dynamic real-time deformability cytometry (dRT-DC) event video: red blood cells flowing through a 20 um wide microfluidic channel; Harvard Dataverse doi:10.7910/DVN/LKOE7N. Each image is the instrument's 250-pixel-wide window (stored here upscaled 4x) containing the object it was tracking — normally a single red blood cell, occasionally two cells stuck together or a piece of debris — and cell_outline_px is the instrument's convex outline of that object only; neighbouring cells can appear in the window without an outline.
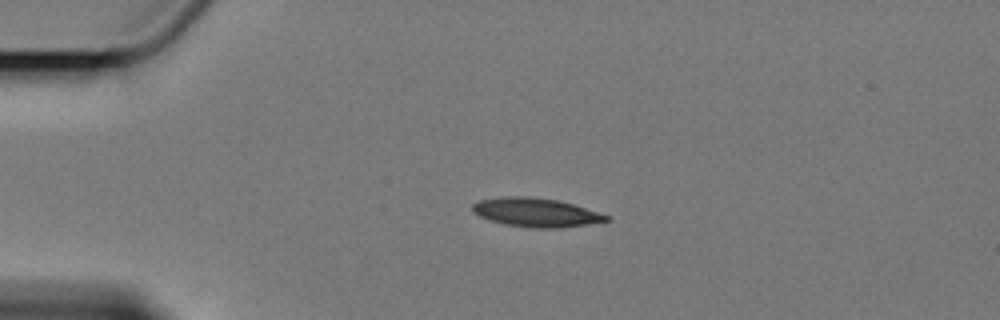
{"species": "Egyptian fruit bat (a non-hibernating species)", "species_latin": "Rousettus aegyptiacus", "temperature_condition": "cold", "stored_images_in_passage": 2, "camera_frame_rate_fps": 3000, "um_per_image_px": 0.085, "animal": {"sex": "female"}, "frame": {"image": 1, "passage_image": 1, "time_ms": 0.0, "image_size_px": [1000, 320], "cell_outline_px": [[608, 220], [588, 224], [560, 228], [536, 228], [508, 224], [488, 220], [472, 212], [472, 204], [480, 200], [508, 196], [528, 196], [556, 200], [572, 204], [608, 216]], "centroid_in_image_um": [45.5, 18.05], "position_along_channel_um": 39.5, "area_um2": 22.02}}